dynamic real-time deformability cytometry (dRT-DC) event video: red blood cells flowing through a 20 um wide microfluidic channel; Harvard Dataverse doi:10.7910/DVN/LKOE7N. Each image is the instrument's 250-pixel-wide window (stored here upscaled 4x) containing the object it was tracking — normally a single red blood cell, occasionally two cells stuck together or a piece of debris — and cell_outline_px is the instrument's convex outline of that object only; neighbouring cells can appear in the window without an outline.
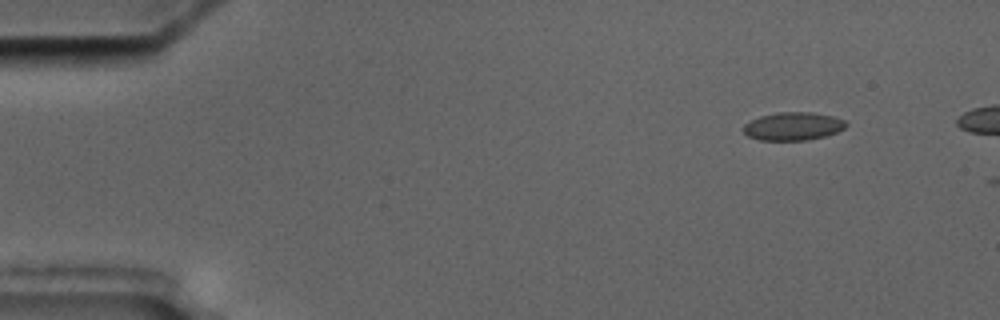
{"species": "common noctule bat (a hibernating species)", "species_latin": "Nyctalus noctula", "temperature_condition": "cold", "stored_images_in_passage": 2, "camera_frame_rate_fps": 3000, "um_per_image_px": 0.085, "animal": {"sex": "male", "body_mass_g": 17.5, "forearm_length_mm": 52.3}, "frame": {"image": 1, "passage_image": 1, "time_ms": 0.0, "image_size_px": [1000, 320], "cell_outline_px": [[848, 124], [844, 128], [836, 132], [824, 136], [808, 140], [760, 140], [748, 136], [740, 128], [744, 124], [760, 116], [780, 112], [812, 112], [832, 116], [844, 120]], "centroid_in_image_um": [67.39, 10.73], "position_along_channel_um": 17.6, "area_um2": 16.76}}